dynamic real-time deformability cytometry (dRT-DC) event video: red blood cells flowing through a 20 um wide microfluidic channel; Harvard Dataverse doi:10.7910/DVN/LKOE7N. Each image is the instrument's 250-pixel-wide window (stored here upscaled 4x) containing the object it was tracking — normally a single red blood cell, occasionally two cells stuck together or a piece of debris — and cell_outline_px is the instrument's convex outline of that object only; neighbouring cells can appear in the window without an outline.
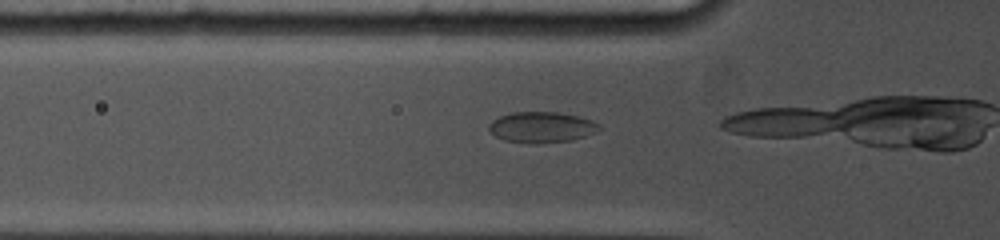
{"species": "common noctule bat (a hibernating species)", "species_latin": "Nyctalus noctula", "temperature_condition": "cold", "stored_images_in_passage": 5, "camera_frame_rate_fps": 5000, "um_per_image_px": 0.085, "animal": {"sex": "female", "body_mass_g": 19.0, "forearm_length_mm": 53.3}, "frame": {"image": 1, "passage_image": 3, "time_ms": 0.6, "image_size_px": [1000, 240], "cell_outline_px": [[600, 128], [596, 132], [572, 140], [536, 144], [528, 144], [504, 140], [496, 136], [488, 128], [488, 124], [492, 120], [500, 116], [512, 112], [556, 112], [580, 116], [592, 120], [600, 124]], "centroid_in_image_um": [46.03, 10.81], "position_along_channel_um": 79.8, "area_um2": 19.94}}